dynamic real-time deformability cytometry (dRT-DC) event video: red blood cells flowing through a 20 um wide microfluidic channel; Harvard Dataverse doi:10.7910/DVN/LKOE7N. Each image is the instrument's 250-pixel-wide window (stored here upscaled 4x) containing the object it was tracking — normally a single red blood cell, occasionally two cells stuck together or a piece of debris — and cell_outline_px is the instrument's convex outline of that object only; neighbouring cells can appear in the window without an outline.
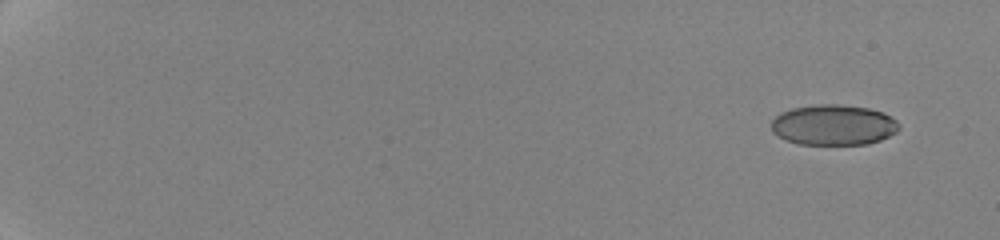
{"species": "human", "species_latin": "Homo sapiens", "temperature_condition": "cold", "stored_images_in_passage": 16, "camera_frame_rate_fps": 3000, "um_per_image_px": 0.085, "donor": {"sex": "female"}, "frame": {"image": 1, "passage_image": 2, "time_ms": 0.667, "image_size_px": [1000, 240], "cell_outline_px": [[900, 128], [896, 132], [880, 140], [868, 144], [800, 144], [788, 140], [772, 132], [772, 120], [780, 112], [792, 108], [820, 104], [836, 104], [868, 108], [892, 116], [900, 124]], "centroid_in_image_um": [70.87, 10.62], "position_along_channel_um": 14.1, "area_um2": 30.0}}
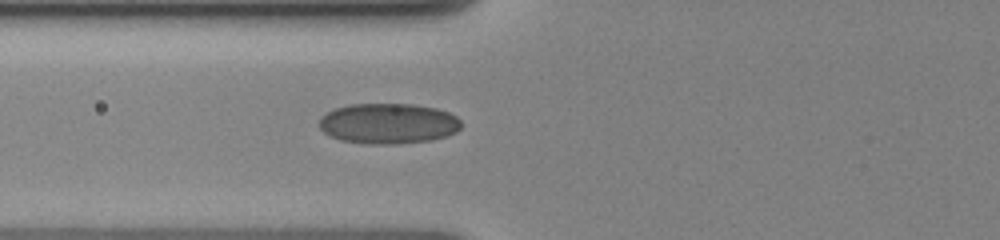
{"frame": {"image": 2, "passage_image": 10, "time_ms": 8.333, "image_size_px": [1000, 240], "cell_outline_px": [[460, 128], [456, 132], [448, 136], [432, 140], [396, 144], [368, 144], [340, 140], [328, 136], [320, 128], [320, 116], [336, 108], [348, 104], [412, 104], [436, 108], [448, 112], [456, 116], [460, 120]], "centroid_in_image_um": [33.0, 10.5], "position_along_channel_um": 92.8, "area_um2": 33.7}}
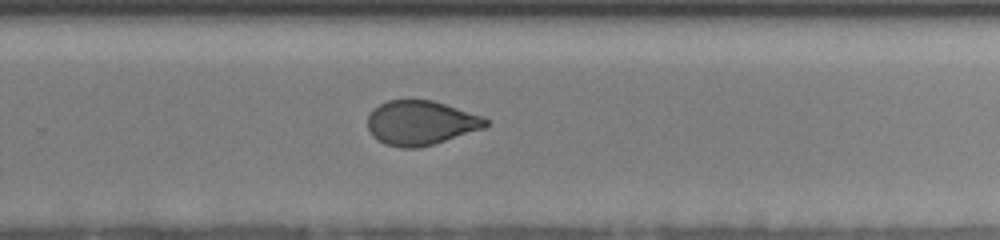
{"frame": {"image": 3, "passage_image": 16, "time_ms": 14.0, "image_size_px": [1000, 240], "cell_outline_px": [[488, 124], [484, 128], [432, 144], [416, 148], [400, 148], [384, 144], [372, 136], [368, 128], [368, 116], [380, 104], [388, 100], [432, 100], [484, 116], [488, 120]], "centroid_in_image_um": [35.76, 10.44], "position_along_channel_um": 294.0, "area_um2": 30.35}}